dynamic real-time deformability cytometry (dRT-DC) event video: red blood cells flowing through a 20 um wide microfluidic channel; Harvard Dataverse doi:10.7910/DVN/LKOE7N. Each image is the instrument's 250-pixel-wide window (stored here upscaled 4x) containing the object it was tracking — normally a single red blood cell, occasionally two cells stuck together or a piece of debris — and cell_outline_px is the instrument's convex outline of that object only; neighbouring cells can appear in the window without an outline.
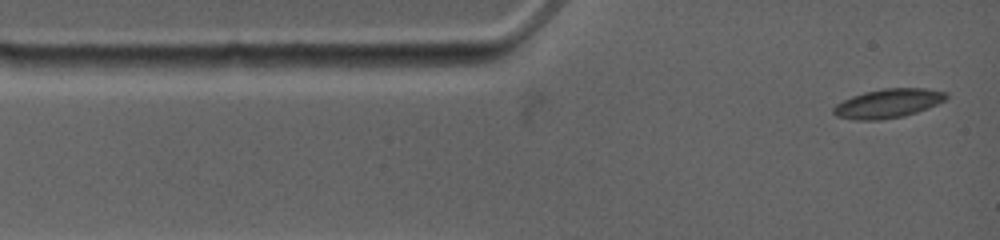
{"species": "common noctule bat (a hibernating species)", "species_latin": "Nyctalus noctula", "temperature_condition": "warm", "stored_images_in_passage": 28, "camera_frame_rate_fps": 4500, "um_per_image_px": 0.085, "animal": {"sex": "female", "body_mass_g": 19.0, "forearm_length_mm": 53.3}, "frame": {"image": 1, "passage_image": 1, "time_ms": 0.0, "image_size_px": [1000, 240], "cell_outline_px": [[948, 96], [944, 100], [928, 108], [904, 116], [880, 120], [856, 120], [836, 116], [832, 112], [832, 108], [836, 104], [852, 96], [864, 92], [884, 88], [924, 88], [948, 92]], "centroid_in_image_um": [75.47, 8.79], "position_along_channel_um": 9.5, "area_um2": 19.07}}
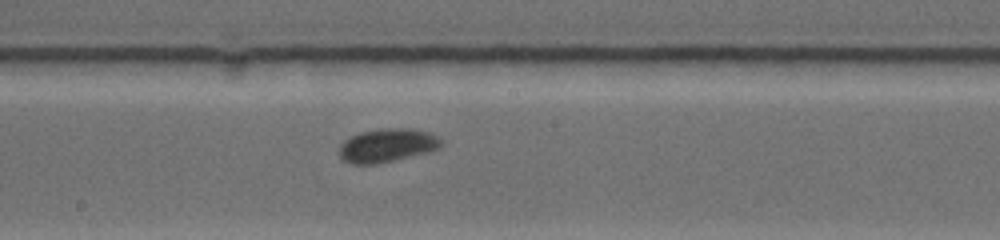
{"frame": {"image": 2, "passage_image": 13, "time_ms": 6.444, "image_size_px": [1000, 240], "cell_outline_px": [[444, 144], [440, 148], [428, 152], [396, 160], [376, 164], [352, 164], [344, 160], [340, 156], [340, 144], [344, 140], [360, 132], [380, 128], [412, 128], [428, 132], [444, 140]], "centroid_in_image_um": [32.95, 12.35], "position_along_channel_um": 215.3, "area_um2": 20.11}}
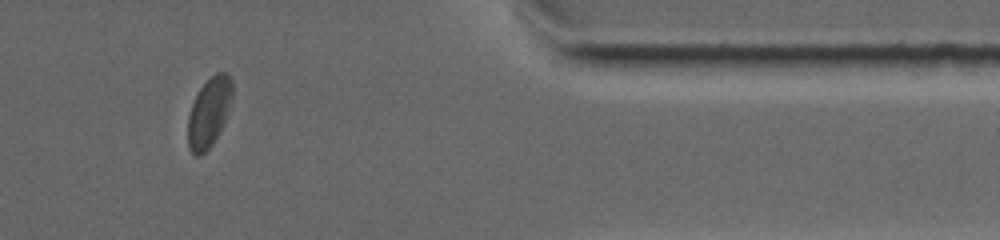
{"frame": {"image": 3, "passage_image": 24, "time_ms": 12.0, "image_size_px": [1000, 240], "cell_outline_px": [[232, 100], [224, 124], [220, 132], [212, 144], [200, 156], [196, 156], [188, 148], [188, 116], [192, 104], [200, 88], [216, 72], [228, 72], [232, 80]], "centroid_in_image_um": [17.79, 9.55], "position_along_channel_um": 393.6, "area_um2": 18.03}}